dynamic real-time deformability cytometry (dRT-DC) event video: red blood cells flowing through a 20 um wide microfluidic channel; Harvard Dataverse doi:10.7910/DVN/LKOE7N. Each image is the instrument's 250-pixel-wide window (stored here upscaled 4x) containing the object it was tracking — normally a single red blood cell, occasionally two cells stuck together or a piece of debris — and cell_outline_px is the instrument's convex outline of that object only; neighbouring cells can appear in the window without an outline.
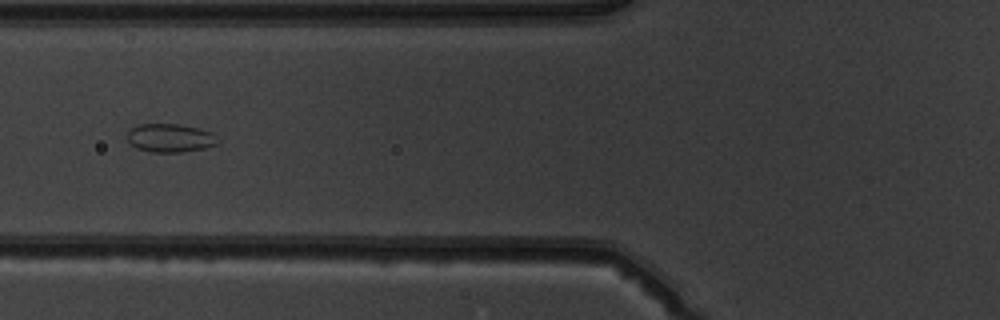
{"species": "common noctule bat (a hibernating species)", "species_latin": "Nyctalus noctula", "temperature_condition": "warm", "stored_images_in_passage": 6, "camera_frame_rate_fps": 3000, "um_per_image_px": 0.085, "animal": {"sex": "male", "body_mass_g": 19.5, "forearm_length_mm": 54.6}, "frame": {"image": 1, "passage_image": 6, "time_ms": 5.667, "image_size_px": [1000, 320], "cell_outline_px": [[220, 144], [204, 148], [180, 152], [152, 152], [136, 148], [128, 140], [128, 132], [132, 128], [140, 124], [180, 124], [200, 128], [212, 132], [220, 140]], "centroid_in_image_um": [14.52, 11.72], "position_along_channel_um": 111.3, "area_um2": 15.09}}